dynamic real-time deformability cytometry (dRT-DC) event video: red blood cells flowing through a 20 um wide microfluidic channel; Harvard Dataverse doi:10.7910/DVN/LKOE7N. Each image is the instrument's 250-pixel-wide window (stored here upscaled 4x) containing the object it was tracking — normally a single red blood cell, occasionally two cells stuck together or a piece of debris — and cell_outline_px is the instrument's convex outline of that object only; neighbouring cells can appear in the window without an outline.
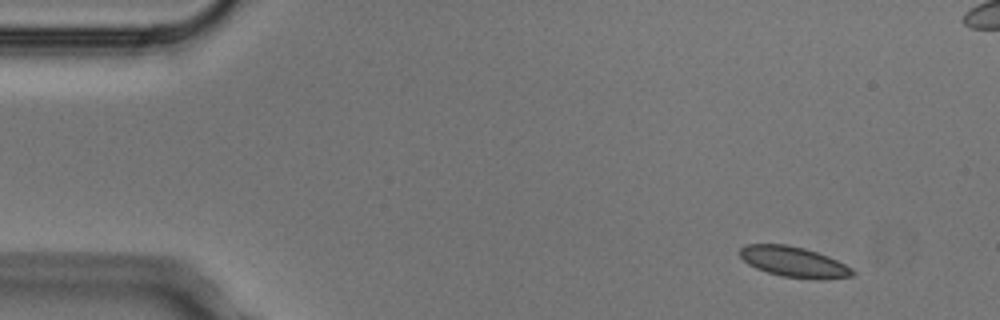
{"species": "Egyptian fruit bat (a non-hibernating species)", "species_latin": "Rousettus aegyptiacus", "temperature_condition": "cold", "stored_images_in_passage": 4, "segment_of_instrument_passage": [2, 2], "camera_frame_rate_fps": 3000, "um_per_image_px": 0.085, "animal": {"sex": "male"}, "frame": {"image": 1, "passage_image": 4, "time_ms": 1.0, "image_size_px": [1000, 320], "cell_outline_px": [[856, 276], [820, 280], [816, 280], [780, 276], [756, 268], [748, 264], [740, 256], [740, 248], [744, 244], [788, 244], [804, 248], [828, 256], [852, 268], [856, 272]], "centroid_in_image_um": [67.5, 22.27], "position_along_channel_um": 17.5, "area_um2": 20.23}}